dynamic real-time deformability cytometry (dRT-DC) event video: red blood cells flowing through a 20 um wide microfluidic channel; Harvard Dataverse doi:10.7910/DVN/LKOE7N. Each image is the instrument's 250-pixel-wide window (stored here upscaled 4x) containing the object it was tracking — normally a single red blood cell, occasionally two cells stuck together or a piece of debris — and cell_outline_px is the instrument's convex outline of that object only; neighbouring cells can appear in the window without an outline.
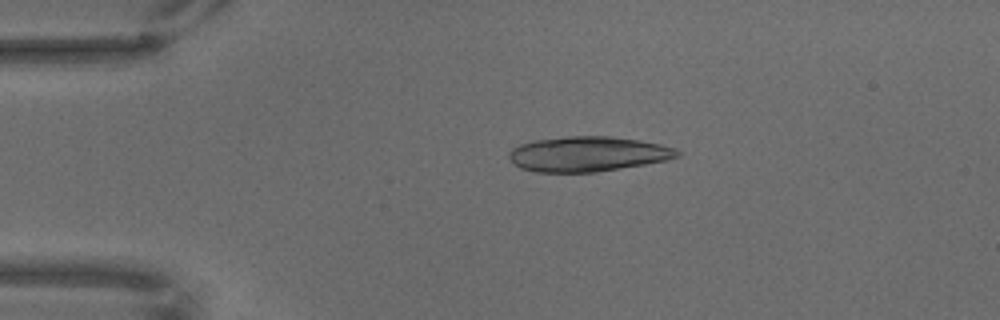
{"species": "common noctule bat (a hibernating species)", "species_latin": "Nyctalus noctula", "temperature_condition": "warm", "stored_images_in_passage": 67, "camera_frame_rate_fps": 3000, "um_per_image_px": 0.085, "animal": {"sex": "male", "body_mass_g": 18.8}, "frame": {"image": 1, "passage_image": 14, "time_ms": 4.333, "image_size_px": [1000, 320], "cell_outline_px": [[680, 156], [664, 160], [644, 164], [596, 172], [536, 172], [520, 168], [508, 156], [508, 152], [512, 148], [520, 144], [532, 140], [568, 136], [608, 136], [640, 140], [660, 144], [676, 148], [680, 152]], "centroid_in_image_um": [49.94, 13.08], "position_along_channel_um": 35.1, "area_um2": 34.28}}